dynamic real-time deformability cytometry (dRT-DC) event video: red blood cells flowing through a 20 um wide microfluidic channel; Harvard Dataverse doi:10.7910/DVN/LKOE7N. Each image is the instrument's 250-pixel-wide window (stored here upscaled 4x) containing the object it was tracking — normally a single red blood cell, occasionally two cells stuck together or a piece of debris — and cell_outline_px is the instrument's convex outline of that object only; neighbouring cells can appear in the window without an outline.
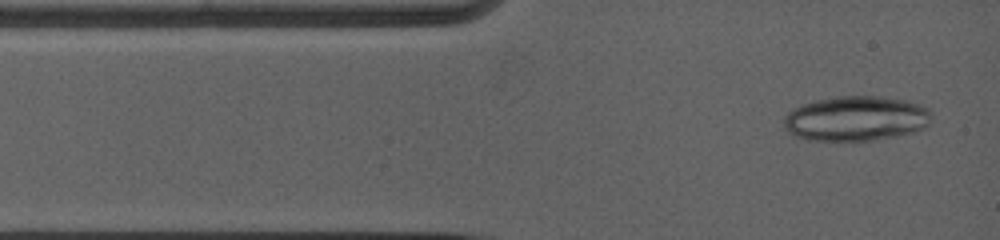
{"species": "common noctule bat (a hibernating species)", "species_latin": "Nyctalus noctula", "temperature_condition": "warm", "stored_images_in_passage": 2, "camera_frame_rate_fps": 5000, "um_per_image_px": 0.085, "animal": {"sex": "female", "body_mass_g": 19.0, "forearm_length_mm": 53.3}, "frame": {"image": 1, "passage_image": 1, "time_ms": 0.0, "image_size_px": [1000, 240], "cell_outline_px": [[928, 112], [924, 124], [920, 128], [912, 132], [872, 140], [808, 140], [796, 136], [788, 132], [784, 124], [784, 116], [792, 108], [804, 104], [824, 100], [848, 96], [864, 96], [904, 100], [928, 108]], "centroid_in_image_um": [72.66, 10.09], "position_along_channel_um": 12.3, "area_um2": 37.17}}